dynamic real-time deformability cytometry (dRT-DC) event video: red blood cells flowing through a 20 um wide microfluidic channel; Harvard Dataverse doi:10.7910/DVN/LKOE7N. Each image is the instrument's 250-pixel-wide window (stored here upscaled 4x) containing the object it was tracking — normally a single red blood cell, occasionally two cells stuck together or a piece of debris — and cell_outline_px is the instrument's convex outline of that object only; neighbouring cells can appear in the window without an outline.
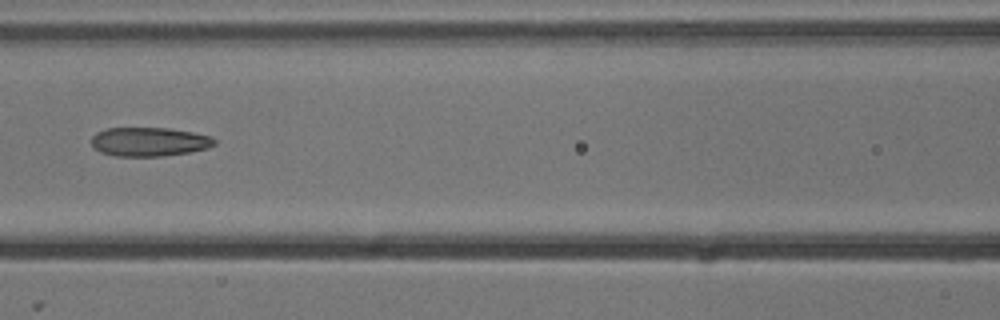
{"species": "common noctule bat (a hibernating species)", "species_latin": "Nyctalus noctula", "temperature_condition": "cold", "stored_images_in_passage": 6, "camera_frame_rate_fps": 3000, "um_per_image_px": 0.085, "animal": {"sex": "male", "body_mass_g": 13.3}, "frame": {"image": 1, "passage_image": 6, "time_ms": 1.667, "image_size_px": [1000, 320], "cell_outline_px": [[216, 144], [208, 148], [188, 152], [164, 156], [116, 156], [100, 152], [92, 144], [92, 136], [96, 132], [108, 128], [168, 128], [192, 132], [212, 136], [216, 140]], "centroid_in_image_um": [12.71, 12.05], "position_along_channel_um": 153.9, "area_um2": 20.75}}